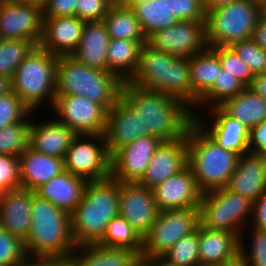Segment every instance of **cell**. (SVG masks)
Returning <instances> with one entry per match:
<instances>
[{
	"label": "cell",
	"mask_w": 266,
	"mask_h": 266,
	"mask_svg": "<svg viewBox=\"0 0 266 266\" xmlns=\"http://www.w3.org/2000/svg\"><path fill=\"white\" fill-rule=\"evenodd\" d=\"M73 254L80 266H132L140 258L129 248L106 247L98 243L77 246Z\"/></svg>",
	"instance_id": "31"
},
{
	"label": "cell",
	"mask_w": 266,
	"mask_h": 266,
	"mask_svg": "<svg viewBox=\"0 0 266 266\" xmlns=\"http://www.w3.org/2000/svg\"><path fill=\"white\" fill-rule=\"evenodd\" d=\"M187 162L186 137L171 142H162L154 152L144 175L137 183L152 189L183 170L187 166Z\"/></svg>",
	"instance_id": "20"
},
{
	"label": "cell",
	"mask_w": 266,
	"mask_h": 266,
	"mask_svg": "<svg viewBox=\"0 0 266 266\" xmlns=\"http://www.w3.org/2000/svg\"><path fill=\"white\" fill-rule=\"evenodd\" d=\"M30 113L14 92L0 97V129L21 123Z\"/></svg>",
	"instance_id": "44"
},
{
	"label": "cell",
	"mask_w": 266,
	"mask_h": 266,
	"mask_svg": "<svg viewBox=\"0 0 266 266\" xmlns=\"http://www.w3.org/2000/svg\"><path fill=\"white\" fill-rule=\"evenodd\" d=\"M30 113L21 123L0 129V155L20 156L28 147Z\"/></svg>",
	"instance_id": "38"
},
{
	"label": "cell",
	"mask_w": 266,
	"mask_h": 266,
	"mask_svg": "<svg viewBox=\"0 0 266 266\" xmlns=\"http://www.w3.org/2000/svg\"><path fill=\"white\" fill-rule=\"evenodd\" d=\"M174 15L178 20L206 21L204 0H174Z\"/></svg>",
	"instance_id": "47"
},
{
	"label": "cell",
	"mask_w": 266,
	"mask_h": 266,
	"mask_svg": "<svg viewBox=\"0 0 266 266\" xmlns=\"http://www.w3.org/2000/svg\"><path fill=\"white\" fill-rule=\"evenodd\" d=\"M198 240L197 228L192 234L177 241L162 256L177 266H199Z\"/></svg>",
	"instance_id": "39"
},
{
	"label": "cell",
	"mask_w": 266,
	"mask_h": 266,
	"mask_svg": "<svg viewBox=\"0 0 266 266\" xmlns=\"http://www.w3.org/2000/svg\"><path fill=\"white\" fill-rule=\"evenodd\" d=\"M152 192L159 211L199 207L202 197L188 165L176 175L153 187Z\"/></svg>",
	"instance_id": "18"
},
{
	"label": "cell",
	"mask_w": 266,
	"mask_h": 266,
	"mask_svg": "<svg viewBox=\"0 0 266 266\" xmlns=\"http://www.w3.org/2000/svg\"><path fill=\"white\" fill-rule=\"evenodd\" d=\"M162 142L148 135L118 149L111 156V177L119 182H138Z\"/></svg>",
	"instance_id": "17"
},
{
	"label": "cell",
	"mask_w": 266,
	"mask_h": 266,
	"mask_svg": "<svg viewBox=\"0 0 266 266\" xmlns=\"http://www.w3.org/2000/svg\"><path fill=\"white\" fill-rule=\"evenodd\" d=\"M262 13L266 14V3L264 4V6L262 7Z\"/></svg>",
	"instance_id": "64"
},
{
	"label": "cell",
	"mask_w": 266,
	"mask_h": 266,
	"mask_svg": "<svg viewBox=\"0 0 266 266\" xmlns=\"http://www.w3.org/2000/svg\"><path fill=\"white\" fill-rule=\"evenodd\" d=\"M249 227L266 232V191L253 202Z\"/></svg>",
	"instance_id": "50"
},
{
	"label": "cell",
	"mask_w": 266,
	"mask_h": 266,
	"mask_svg": "<svg viewBox=\"0 0 266 266\" xmlns=\"http://www.w3.org/2000/svg\"><path fill=\"white\" fill-rule=\"evenodd\" d=\"M256 4H258L259 6L263 7L264 4L266 3V0H250Z\"/></svg>",
	"instance_id": "60"
},
{
	"label": "cell",
	"mask_w": 266,
	"mask_h": 266,
	"mask_svg": "<svg viewBox=\"0 0 266 266\" xmlns=\"http://www.w3.org/2000/svg\"><path fill=\"white\" fill-rule=\"evenodd\" d=\"M79 0H48L43 6V18H53L75 15Z\"/></svg>",
	"instance_id": "48"
},
{
	"label": "cell",
	"mask_w": 266,
	"mask_h": 266,
	"mask_svg": "<svg viewBox=\"0 0 266 266\" xmlns=\"http://www.w3.org/2000/svg\"><path fill=\"white\" fill-rule=\"evenodd\" d=\"M31 229L23 243L29 257L65 256L73 254L74 241L70 215L50 201L34 195Z\"/></svg>",
	"instance_id": "4"
},
{
	"label": "cell",
	"mask_w": 266,
	"mask_h": 266,
	"mask_svg": "<svg viewBox=\"0 0 266 266\" xmlns=\"http://www.w3.org/2000/svg\"><path fill=\"white\" fill-rule=\"evenodd\" d=\"M222 266H251L247 257L238 250L233 256L227 258Z\"/></svg>",
	"instance_id": "55"
},
{
	"label": "cell",
	"mask_w": 266,
	"mask_h": 266,
	"mask_svg": "<svg viewBox=\"0 0 266 266\" xmlns=\"http://www.w3.org/2000/svg\"><path fill=\"white\" fill-rule=\"evenodd\" d=\"M248 229H250L249 226L241 233L239 250L247 257L251 266H266V232L251 227L250 233V231H247ZM246 234L251 237L249 236L248 238L247 236L246 238ZM249 239L251 240L248 241ZM247 241L251 242L248 244V247L245 244Z\"/></svg>",
	"instance_id": "40"
},
{
	"label": "cell",
	"mask_w": 266,
	"mask_h": 266,
	"mask_svg": "<svg viewBox=\"0 0 266 266\" xmlns=\"http://www.w3.org/2000/svg\"><path fill=\"white\" fill-rule=\"evenodd\" d=\"M257 45L266 51V14H261L253 35Z\"/></svg>",
	"instance_id": "51"
},
{
	"label": "cell",
	"mask_w": 266,
	"mask_h": 266,
	"mask_svg": "<svg viewBox=\"0 0 266 266\" xmlns=\"http://www.w3.org/2000/svg\"><path fill=\"white\" fill-rule=\"evenodd\" d=\"M119 215V181L112 177L87 182L82 200L70 214L77 246L99 243L109 221Z\"/></svg>",
	"instance_id": "2"
},
{
	"label": "cell",
	"mask_w": 266,
	"mask_h": 266,
	"mask_svg": "<svg viewBox=\"0 0 266 266\" xmlns=\"http://www.w3.org/2000/svg\"><path fill=\"white\" fill-rule=\"evenodd\" d=\"M199 207L159 211L151 230L142 238L141 256L162 255L199 226Z\"/></svg>",
	"instance_id": "11"
},
{
	"label": "cell",
	"mask_w": 266,
	"mask_h": 266,
	"mask_svg": "<svg viewBox=\"0 0 266 266\" xmlns=\"http://www.w3.org/2000/svg\"><path fill=\"white\" fill-rule=\"evenodd\" d=\"M54 119L76 135L104 134L107 111L95 102L76 95H56L51 106Z\"/></svg>",
	"instance_id": "12"
},
{
	"label": "cell",
	"mask_w": 266,
	"mask_h": 266,
	"mask_svg": "<svg viewBox=\"0 0 266 266\" xmlns=\"http://www.w3.org/2000/svg\"><path fill=\"white\" fill-rule=\"evenodd\" d=\"M262 7L250 0H238L206 14L208 47L231 46L253 38Z\"/></svg>",
	"instance_id": "8"
},
{
	"label": "cell",
	"mask_w": 266,
	"mask_h": 266,
	"mask_svg": "<svg viewBox=\"0 0 266 266\" xmlns=\"http://www.w3.org/2000/svg\"><path fill=\"white\" fill-rule=\"evenodd\" d=\"M158 213L152 189L137 182H119V215L141 238L151 230Z\"/></svg>",
	"instance_id": "15"
},
{
	"label": "cell",
	"mask_w": 266,
	"mask_h": 266,
	"mask_svg": "<svg viewBox=\"0 0 266 266\" xmlns=\"http://www.w3.org/2000/svg\"><path fill=\"white\" fill-rule=\"evenodd\" d=\"M39 44L27 39H2L0 43V75L12 78L20 63Z\"/></svg>",
	"instance_id": "37"
},
{
	"label": "cell",
	"mask_w": 266,
	"mask_h": 266,
	"mask_svg": "<svg viewBox=\"0 0 266 266\" xmlns=\"http://www.w3.org/2000/svg\"><path fill=\"white\" fill-rule=\"evenodd\" d=\"M58 59L38 45L12 76L13 92L32 113L43 105L51 108L54 102Z\"/></svg>",
	"instance_id": "7"
},
{
	"label": "cell",
	"mask_w": 266,
	"mask_h": 266,
	"mask_svg": "<svg viewBox=\"0 0 266 266\" xmlns=\"http://www.w3.org/2000/svg\"><path fill=\"white\" fill-rule=\"evenodd\" d=\"M21 188L19 156L0 155V196Z\"/></svg>",
	"instance_id": "45"
},
{
	"label": "cell",
	"mask_w": 266,
	"mask_h": 266,
	"mask_svg": "<svg viewBox=\"0 0 266 266\" xmlns=\"http://www.w3.org/2000/svg\"><path fill=\"white\" fill-rule=\"evenodd\" d=\"M140 259L146 264V266H177L162 255L140 256Z\"/></svg>",
	"instance_id": "54"
},
{
	"label": "cell",
	"mask_w": 266,
	"mask_h": 266,
	"mask_svg": "<svg viewBox=\"0 0 266 266\" xmlns=\"http://www.w3.org/2000/svg\"><path fill=\"white\" fill-rule=\"evenodd\" d=\"M147 41L110 39L107 49V71L123 82L129 81L137 70L140 52Z\"/></svg>",
	"instance_id": "30"
},
{
	"label": "cell",
	"mask_w": 266,
	"mask_h": 266,
	"mask_svg": "<svg viewBox=\"0 0 266 266\" xmlns=\"http://www.w3.org/2000/svg\"><path fill=\"white\" fill-rule=\"evenodd\" d=\"M19 266H51V256L50 257L27 256Z\"/></svg>",
	"instance_id": "56"
},
{
	"label": "cell",
	"mask_w": 266,
	"mask_h": 266,
	"mask_svg": "<svg viewBox=\"0 0 266 266\" xmlns=\"http://www.w3.org/2000/svg\"><path fill=\"white\" fill-rule=\"evenodd\" d=\"M64 168L87 182L111 177V156L104 134L76 135L66 152Z\"/></svg>",
	"instance_id": "10"
},
{
	"label": "cell",
	"mask_w": 266,
	"mask_h": 266,
	"mask_svg": "<svg viewBox=\"0 0 266 266\" xmlns=\"http://www.w3.org/2000/svg\"><path fill=\"white\" fill-rule=\"evenodd\" d=\"M132 266H146V264L139 258Z\"/></svg>",
	"instance_id": "61"
},
{
	"label": "cell",
	"mask_w": 266,
	"mask_h": 266,
	"mask_svg": "<svg viewBox=\"0 0 266 266\" xmlns=\"http://www.w3.org/2000/svg\"><path fill=\"white\" fill-rule=\"evenodd\" d=\"M43 20V6L35 0H0L2 39H27L39 44Z\"/></svg>",
	"instance_id": "13"
},
{
	"label": "cell",
	"mask_w": 266,
	"mask_h": 266,
	"mask_svg": "<svg viewBox=\"0 0 266 266\" xmlns=\"http://www.w3.org/2000/svg\"><path fill=\"white\" fill-rule=\"evenodd\" d=\"M188 162L202 193L227 186L237 167V153L219 146L195 121L188 129Z\"/></svg>",
	"instance_id": "5"
},
{
	"label": "cell",
	"mask_w": 266,
	"mask_h": 266,
	"mask_svg": "<svg viewBox=\"0 0 266 266\" xmlns=\"http://www.w3.org/2000/svg\"><path fill=\"white\" fill-rule=\"evenodd\" d=\"M206 121H209L208 124ZM195 122L224 149L238 155L249 152L250 129L229 116L220 106L211 107L196 114Z\"/></svg>",
	"instance_id": "16"
},
{
	"label": "cell",
	"mask_w": 266,
	"mask_h": 266,
	"mask_svg": "<svg viewBox=\"0 0 266 266\" xmlns=\"http://www.w3.org/2000/svg\"><path fill=\"white\" fill-rule=\"evenodd\" d=\"M124 6L131 8L133 5L137 3H141L144 0H119Z\"/></svg>",
	"instance_id": "59"
},
{
	"label": "cell",
	"mask_w": 266,
	"mask_h": 266,
	"mask_svg": "<svg viewBox=\"0 0 266 266\" xmlns=\"http://www.w3.org/2000/svg\"><path fill=\"white\" fill-rule=\"evenodd\" d=\"M110 39L147 41L138 19L131 8L116 0L103 19Z\"/></svg>",
	"instance_id": "34"
},
{
	"label": "cell",
	"mask_w": 266,
	"mask_h": 266,
	"mask_svg": "<svg viewBox=\"0 0 266 266\" xmlns=\"http://www.w3.org/2000/svg\"><path fill=\"white\" fill-rule=\"evenodd\" d=\"M128 82L172 96L192 109L189 58L166 54L145 43L137 70Z\"/></svg>",
	"instance_id": "3"
},
{
	"label": "cell",
	"mask_w": 266,
	"mask_h": 266,
	"mask_svg": "<svg viewBox=\"0 0 266 266\" xmlns=\"http://www.w3.org/2000/svg\"><path fill=\"white\" fill-rule=\"evenodd\" d=\"M230 47L249 66L254 76L266 74V51L253 38L239 41Z\"/></svg>",
	"instance_id": "42"
},
{
	"label": "cell",
	"mask_w": 266,
	"mask_h": 266,
	"mask_svg": "<svg viewBox=\"0 0 266 266\" xmlns=\"http://www.w3.org/2000/svg\"><path fill=\"white\" fill-rule=\"evenodd\" d=\"M199 265L220 264L240 249V237L227 231L198 226Z\"/></svg>",
	"instance_id": "28"
},
{
	"label": "cell",
	"mask_w": 266,
	"mask_h": 266,
	"mask_svg": "<svg viewBox=\"0 0 266 266\" xmlns=\"http://www.w3.org/2000/svg\"><path fill=\"white\" fill-rule=\"evenodd\" d=\"M219 56L221 67L230 74L235 75L241 83L249 87L254 79L249 66L240 59L230 46L211 47Z\"/></svg>",
	"instance_id": "41"
},
{
	"label": "cell",
	"mask_w": 266,
	"mask_h": 266,
	"mask_svg": "<svg viewBox=\"0 0 266 266\" xmlns=\"http://www.w3.org/2000/svg\"><path fill=\"white\" fill-rule=\"evenodd\" d=\"M106 247L129 248L141 256L142 238L122 216L112 218L102 240L98 243Z\"/></svg>",
	"instance_id": "36"
},
{
	"label": "cell",
	"mask_w": 266,
	"mask_h": 266,
	"mask_svg": "<svg viewBox=\"0 0 266 266\" xmlns=\"http://www.w3.org/2000/svg\"><path fill=\"white\" fill-rule=\"evenodd\" d=\"M147 43L166 54L190 58L208 47L206 21L179 20L172 26L155 31L147 38Z\"/></svg>",
	"instance_id": "14"
},
{
	"label": "cell",
	"mask_w": 266,
	"mask_h": 266,
	"mask_svg": "<svg viewBox=\"0 0 266 266\" xmlns=\"http://www.w3.org/2000/svg\"><path fill=\"white\" fill-rule=\"evenodd\" d=\"M248 88L266 101V74L255 75Z\"/></svg>",
	"instance_id": "52"
},
{
	"label": "cell",
	"mask_w": 266,
	"mask_h": 266,
	"mask_svg": "<svg viewBox=\"0 0 266 266\" xmlns=\"http://www.w3.org/2000/svg\"><path fill=\"white\" fill-rule=\"evenodd\" d=\"M253 203L226 187L202 193L200 225L208 230L227 231L241 236L249 226Z\"/></svg>",
	"instance_id": "9"
},
{
	"label": "cell",
	"mask_w": 266,
	"mask_h": 266,
	"mask_svg": "<svg viewBox=\"0 0 266 266\" xmlns=\"http://www.w3.org/2000/svg\"><path fill=\"white\" fill-rule=\"evenodd\" d=\"M220 107L249 129L266 120V101L248 87L227 99Z\"/></svg>",
	"instance_id": "33"
},
{
	"label": "cell",
	"mask_w": 266,
	"mask_h": 266,
	"mask_svg": "<svg viewBox=\"0 0 266 266\" xmlns=\"http://www.w3.org/2000/svg\"><path fill=\"white\" fill-rule=\"evenodd\" d=\"M248 148L251 153L266 156V120L250 129Z\"/></svg>",
	"instance_id": "49"
},
{
	"label": "cell",
	"mask_w": 266,
	"mask_h": 266,
	"mask_svg": "<svg viewBox=\"0 0 266 266\" xmlns=\"http://www.w3.org/2000/svg\"><path fill=\"white\" fill-rule=\"evenodd\" d=\"M234 1L238 0H204V9L207 14L209 11L227 6Z\"/></svg>",
	"instance_id": "57"
},
{
	"label": "cell",
	"mask_w": 266,
	"mask_h": 266,
	"mask_svg": "<svg viewBox=\"0 0 266 266\" xmlns=\"http://www.w3.org/2000/svg\"><path fill=\"white\" fill-rule=\"evenodd\" d=\"M85 21L75 15L44 18L39 46L56 56H71L77 49Z\"/></svg>",
	"instance_id": "21"
},
{
	"label": "cell",
	"mask_w": 266,
	"mask_h": 266,
	"mask_svg": "<svg viewBox=\"0 0 266 266\" xmlns=\"http://www.w3.org/2000/svg\"><path fill=\"white\" fill-rule=\"evenodd\" d=\"M221 68L219 56L211 47L189 58L193 111L199 100L212 88Z\"/></svg>",
	"instance_id": "29"
},
{
	"label": "cell",
	"mask_w": 266,
	"mask_h": 266,
	"mask_svg": "<svg viewBox=\"0 0 266 266\" xmlns=\"http://www.w3.org/2000/svg\"><path fill=\"white\" fill-rule=\"evenodd\" d=\"M51 266H80L74 254L65 256H51Z\"/></svg>",
	"instance_id": "53"
},
{
	"label": "cell",
	"mask_w": 266,
	"mask_h": 266,
	"mask_svg": "<svg viewBox=\"0 0 266 266\" xmlns=\"http://www.w3.org/2000/svg\"><path fill=\"white\" fill-rule=\"evenodd\" d=\"M26 257L23 242L0 225V265L19 266Z\"/></svg>",
	"instance_id": "43"
},
{
	"label": "cell",
	"mask_w": 266,
	"mask_h": 266,
	"mask_svg": "<svg viewBox=\"0 0 266 266\" xmlns=\"http://www.w3.org/2000/svg\"><path fill=\"white\" fill-rule=\"evenodd\" d=\"M33 120L30 118L28 146L43 154L64 159L76 134L54 118Z\"/></svg>",
	"instance_id": "24"
},
{
	"label": "cell",
	"mask_w": 266,
	"mask_h": 266,
	"mask_svg": "<svg viewBox=\"0 0 266 266\" xmlns=\"http://www.w3.org/2000/svg\"><path fill=\"white\" fill-rule=\"evenodd\" d=\"M245 88L246 86L235 75L221 68L212 88L199 100L196 110L193 111L194 116L199 112H203L206 108L220 106L227 99L241 93Z\"/></svg>",
	"instance_id": "35"
},
{
	"label": "cell",
	"mask_w": 266,
	"mask_h": 266,
	"mask_svg": "<svg viewBox=\"0 0 266 266\" xmlns=\"http://www.w3.org/2000/svg\"><path fill=\"white\" fill-rule=\"evenodd\" d=\"M110 36L104 21L85 22L77 49L71 56L89 67L107 71V49Z\"/></svg>",
	"instance_id": "27"
},
{
	"label": "cell",
	"mask_w": 266,
	"mask_h": 266,
	"mask_svg": "<svg viewBox=\"0 0 266 266\" xmlns=\"http://www.w3.org/2000/svg\"><path fill=\"white\" fill-rule=\"evenodd\" d=\"M121 97L139 114L143 131L163 142L185 138L195 121L193 110L184 102L128 81L123 83Z\"/></svg>",
	"instance_id": "1"
},
{
	"label": "cell",
	"mask_w": 266,
	"mask_h": 266,
	"mask_svg": "<svg viewBox=\"0 0 266 266\" xmlns=\"http://www.w3.org/2000/svg\"><path fill=\"white\" fill-rule=\"evenodd\" d=\"M116 0H79L75 8V16L85 22L103 21L110 6Z\"/></svg>",
	"instance_id": "46"
},
{
	"label": "cell",
	"mask_w": 266,
	"mask_h": 266,
	"mask_svg": "<svg viewBox=\"0 0 266 266\" xmlns=\"http://www.w3.org/2000/svg\"><path fill=\"white\" fill-rule=\"evenodd\" d=\"M35 191L19 188L0 196V225L21 242L31 229V208Z\"/></svg>",
	"instance_id": "22"
},
{
	"label": "cell",
	"mask_w": 266,
	"mask_h": 266,
	"mask_svg": "<svg viewBox=\"0 0 266 266\" xmlns=\"http://www.w3.org/2000/svg\"><path fill=\"white\" fill-rule=\"evenodd\" d=\"M19 162L21 188L32 191L65 171L64 159L43 154L29 146L19 156Z\"/></svg>",
	"instance_id": "25"
},
{
	"label": "cell",
	"mask_w": 266,
	"mask_h": 266,
	"mask_svg": "<svg viewBox=\"0 0 266 266\" xmlns=\"http://www.w3.org/2000/svg\"><path fill=\"white\" fill-rule=\"evenodd\" d=\"M199 266H222V263H220V264L199 265Z\"/></svg>",
	"instance_id": "62"
},
{
	"label": "cell",
	"mask_w": 266,
	"mask_h": 266,
	"mask_svg": "<svg viewBox=\"0 0 266 266\" xmlns=\"http://www.w3.org/2000/svg\"><path fill=\"white\" fill-rule=\"evenodd\" d=\"M12 92V78L5 75H0V97L6 96Z\"/></svg>",
	"instance_id": "58"
},
{
	"label": "cell",
	"mask_w": 266,
	"mask_h": 266,
	"mask_svg": "<svg viewBox=\"0 0 266 266\" xmlns=\"http://www.w3.org/2000/svg\"><path fill=\"white\" fill-rule=\"evenodd\" d=\"M123 83L108 71L89 67L72 56H59L56 95L82 96L108 111L121 97Z\"/></svg>",
	"instance_id": "6"
},
{
	"label": "cell",
	"mask_w": 266,
	"mask_h": 266,
	"mask_svg": "<svg viewBox=\"0 0 266 266\" xmlns=\"http://www.w3.org/2000/svg\"><path fill=\"white\" fill-rule=\"evenodd\" d=\"M37 3H39V4H41V5H43L46 1H48V0H35Z\"/></svg>",
	"instance_id": "63"
},
{
	"label": "cell",
	"mask_w": 266,
	"mask_h": 266,
	"mask_svg": "<svg viewBox=\"0 0 266 266\" xmlns=\"http://www.w3.org/2000/svg\"><path fill=\"white\" fill-rule=\"evenodd\" d=\"M148 135V131H143V122L139 114H136L122 97L107 111L104 136L110 156L137 138Z\"/></svg>",
	"instance_id": "19"
},
{
	"label": "cell",
	"mask_w": 266,
	"mask_h": 266,
	"mask_svg": "<svg viewBox=\"0 0 266 266\" xmlns=\"http://www.w3.org/2000/svg\"><path fill=\"white\" fill-rule=\"evenodd\" d=\"M141 29L148 38L155 31L176 24L179 20L174 15V0H144L131 7Z\"/></svg>",
	"instance_id": "32"
},
{
	"label": "cell",
	"mask_w": 266,
	"mask_h": 266,
	"mask_svg": "<svg viewBox=\"0 0 266 266\" xmlns=\"http://www.w3.org/2000/svg\"><path fill=\"white\" fill-rule=\"evenodd\" d=\"M86 183L85 179L63 171L38 187L35 193L70 215L82 200Z\"/></svg>",
	"instance_id": "26"
},
{
	"label": "cell",
	"mask_w": 266,
	"mask_h": 266,
	"mask_svg": "<svg viewBox=\"0 0 266 266\" xmlns=\"http://www.w3.org/2000/svg\"><path fill=\"white\" fill-rule=\"evenodd\" d=\"M226 188L252 203L256 201L266 191V156L241 154Z\"/></svg>",
	"instance_id": "23"
}]
</instances>
